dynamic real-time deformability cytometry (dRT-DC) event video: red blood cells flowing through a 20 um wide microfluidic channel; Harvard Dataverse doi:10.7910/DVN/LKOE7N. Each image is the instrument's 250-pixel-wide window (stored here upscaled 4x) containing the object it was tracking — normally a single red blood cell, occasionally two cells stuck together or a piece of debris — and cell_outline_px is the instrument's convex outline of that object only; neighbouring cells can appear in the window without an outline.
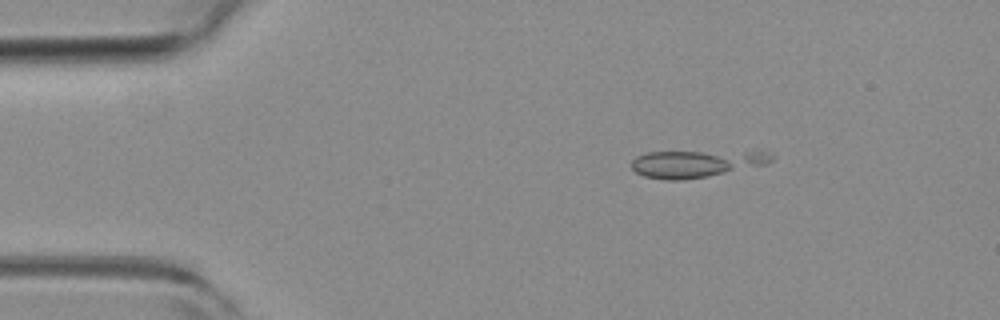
{"species": "common noctule bat (a hibernating species)", "species_latin": "Nyctalus noctula", "temperature_condition": "room temperature", "stored_images_in_passage": 4, "camera_frame_rate_fps": 3000, "um_per_image_px": 0.085, "animal": {"sex": "female", "body_mass_g": 19.3, "forearm_length_mm": 54.1}, "frame": {"image": 1, "passage_image": 2, "time_ms": 0.333, "image_size_px": [1000, 320], "cell_outline_px": [[776, 156], [768, 164], [708, 176], [680, 180], [664, 180], [644, 176], [636, 172], [632, 168], [632, 160], [636, 156], [648, 152], [772, 152]], "centroid_in_image_um": [59.17, 13.91], "position_along_channel_um": 25.8, "area_um2": 21.91}}